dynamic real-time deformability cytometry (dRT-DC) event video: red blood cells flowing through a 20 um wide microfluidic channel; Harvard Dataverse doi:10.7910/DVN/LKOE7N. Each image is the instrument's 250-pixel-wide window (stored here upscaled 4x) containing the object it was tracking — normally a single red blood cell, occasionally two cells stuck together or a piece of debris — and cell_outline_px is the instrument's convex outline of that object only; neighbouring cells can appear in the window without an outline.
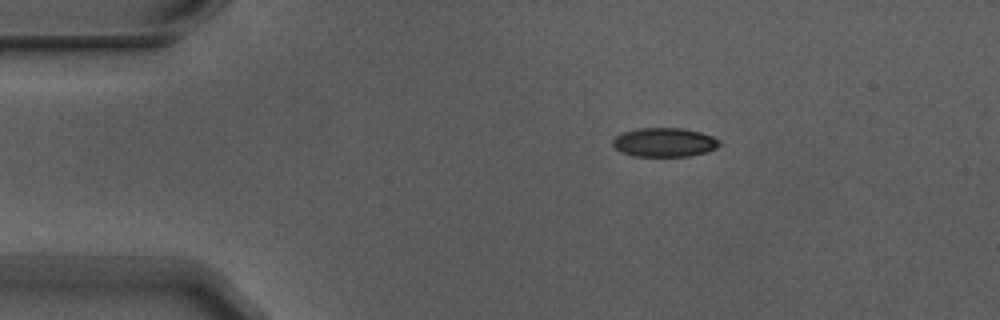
{"species": "Egyptian fruit bat (a non-hibernating species)", "species_latin": "Rousettus aegyptiacus", "temperature_condition": "warm", "stored_images_in_passage": 4, "camera_frame_rate_fps": 3000, "um_per_image_px": 0.085, "animal": {"sex": "male"}, "frame": {"image": 1, "passage_image": 2, "time_ms": 0.333, "image_size_px": [1000, 320], "cell_outline_px": [[720, 144], [716, 148], [708, 152], [688, 156], [632, 156], [620, 152], [612, 144], [612, 140], [616, 136], [624, 132], [640, 128], [680, 128], [700, 132], [712, 136], [720, 140]], "centroid_in_image_um": [56.47, 12.1], "position_along_channel_um": 28.5, "area_um2": 18.03}}